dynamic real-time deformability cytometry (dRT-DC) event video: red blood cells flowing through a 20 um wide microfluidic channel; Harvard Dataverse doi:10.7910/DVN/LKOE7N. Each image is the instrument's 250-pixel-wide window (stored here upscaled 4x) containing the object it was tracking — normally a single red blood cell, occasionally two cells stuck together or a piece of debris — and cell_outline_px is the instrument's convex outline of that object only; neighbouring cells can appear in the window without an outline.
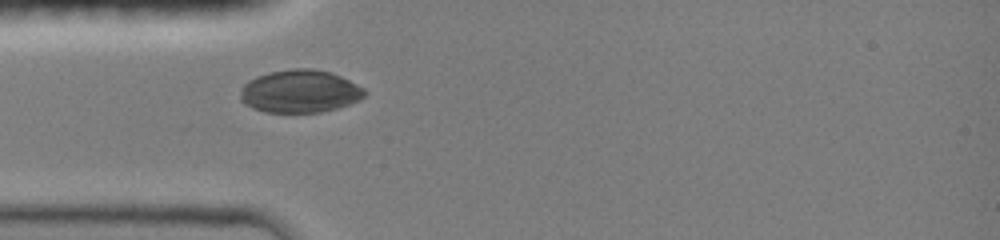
{"species": "common noctule bat (a hibernating species)", "species_latin": "Nyctalus noctula", "temperature_condition": "room temperature", "stored_images_in_passage": 14, "camera_frame_rate_fps": 3000, "um_per_image_px": 0.085, "animal": {"sex": "female", "body_mass_g": 19.0, "forearm_length_mm": 51.5}, "frame": {"image": 1, "passage_image": 1, "time_ms": 0.0, "image_size_px": [1000, 240], "cell_outline_px": [[368, 92], [364, 96], [348, 104], [336, 108], [320, 112], [264, 112], [252, 108], [244, 104], [240, 100], [240, 88], [248, 80], [256, 76], [268, 72], [292, 68], [312, 68], [328, 72], [340, 76], [364, 88]], "centroid_in_image_um": [25.43, 7.75], "position_along_channel_um": 59.6, "area_um2": 31.04}}
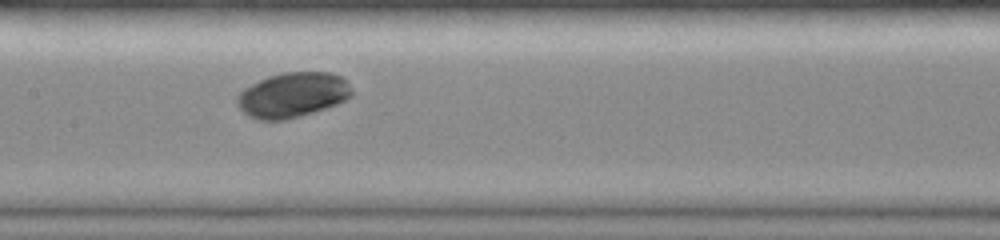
{"frame": {"image": 2, "passage_image": 5, "time_ms": 3.0, "image_size_px": [1000, 240], "cell_outline_px": [[352, 96], [336, 104], [288, 120], [260, 120], [248, 116], [236, 104], [236, 96], [244, 88], [268, 76], [280, 72], [332, 72], [340, 76], [352, 88]], "centroid_in_image_um": [24.85, 8.07], "position_along_channel_um": 182.6, "area_um2": 30.06}}
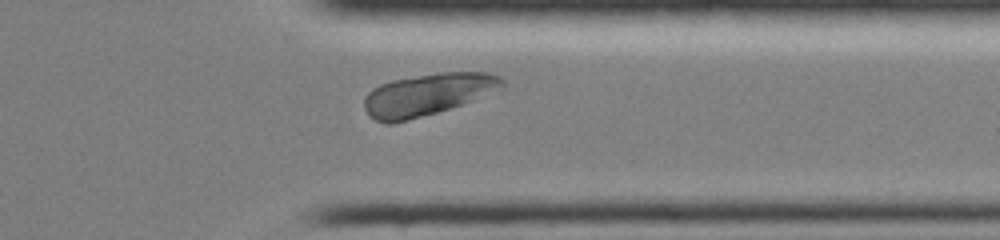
{"frame": {"image": 3, "passage_image": 12, "time_ms": 7.667, "image_size_px": [1000, 240], "cell_outline_px": [[504, 88], [472, 100], [436, 112], [408, 120], [392, 124], [388, 124], [376, 120], [368, 116], [364, 108], [364, 96], [372, 88], [380, 84], [392, 80], [440, 72], [488, 72], [500, 76], [504, 80]], "centroid_in_image_um": [36.31, 8.03], "position_along_channel_um": 375.1, "area_um2": 33.7}}